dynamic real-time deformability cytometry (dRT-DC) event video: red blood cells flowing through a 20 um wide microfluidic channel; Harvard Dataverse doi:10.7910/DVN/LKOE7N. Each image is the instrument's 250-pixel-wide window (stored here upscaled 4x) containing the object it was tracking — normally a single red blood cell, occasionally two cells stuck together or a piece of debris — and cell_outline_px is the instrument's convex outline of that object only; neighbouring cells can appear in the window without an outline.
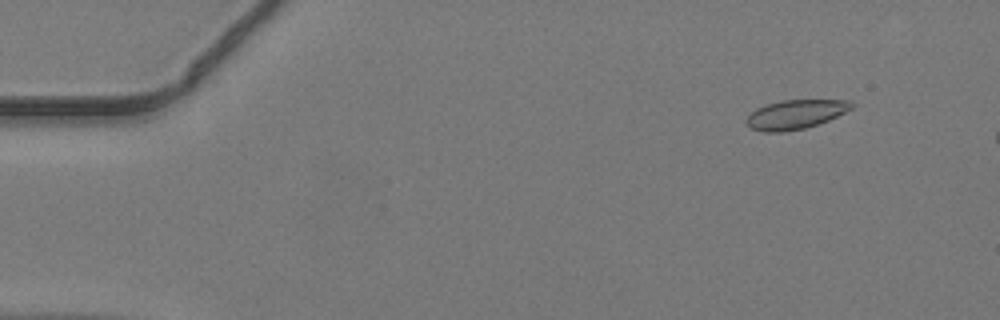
{"species": "common noctule bat (a hibernating species)", "species_latin": "Nyctalus noctula", "temperature_condition": "warm", "stored_images_in_passage": 10, "camera_frame_rate_fps": 3000, "um_per_image_px": 0.085, "animal": {"sex": "male", "body_mass_g": 19.2, "forearm_length_mm": 51.8}, "frame": {"image": 1, "passage_image": 5, "time_ms": 1.333, "image_size_px": [1000, 320], "cell_outline_px": [[856, 104], [852, 108], [828, 120], [804, 128], [784, 132], [764, 132], [752, 128], [744, 120], [756, 108], [780, 100], [852, 100]], "centroid_in_image_um": [67.62, 9.71], "position_along_channel_um": 17.4, "area_um2": 17.74}}